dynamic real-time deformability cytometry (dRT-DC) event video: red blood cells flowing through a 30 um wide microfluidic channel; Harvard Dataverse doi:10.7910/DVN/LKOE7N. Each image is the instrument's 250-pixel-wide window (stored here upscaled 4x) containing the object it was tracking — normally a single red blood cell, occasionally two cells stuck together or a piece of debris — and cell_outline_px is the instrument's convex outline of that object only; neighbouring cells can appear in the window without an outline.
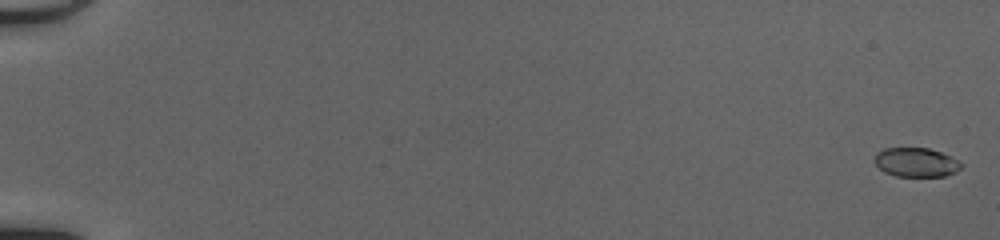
{"species": "common noctule bat (a hibernating species)", "species_latin": "Nyctalus noctula", "temperature_condition": "cold", "stored_images_in_passage": 53, "camera_frame_rate_fps": 3000, "um_per_image_px": 0.085, "animal": {"sex": "female", "body_mass_g": 20.0, "forearm_length_mm": 54.0}, "frame": {"image": 1, "passage_image": 2, "time_ms": 0.333, "image_size_px": [1000, 240], "cell_outline_px": [[964, 164], [956, 172], [944, 176], [896, 176], [884, 172], [872, 160], [876, 152], [884, 148], [928, 148], [940, 152]], "centroid_in_image_um": [77.82, 13.79], "position_along_channel_um": 7.2, "area_um2": 14.68}}
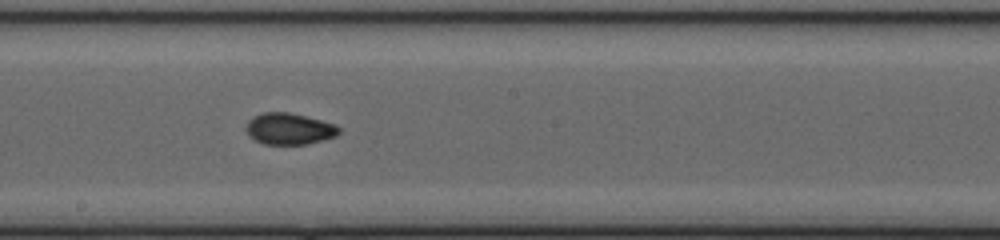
{"frame": {"image": 2, "passage_image": 32, "time_ms": 10.333, "image_size_px": [1000, 240], "cell_outline_px": [[340, 132], [336, 136], [324, 140], [308, 144], [264, 144], [256, 140], [244, 128], [248, 120], [252, 116], [264, 112], [288, 112], [336, 124], [340, 128]], "centroid_in_image_um": [24.59, 10.94], "position_along_channel_um": 223.6, "area_um2": 16.99}}
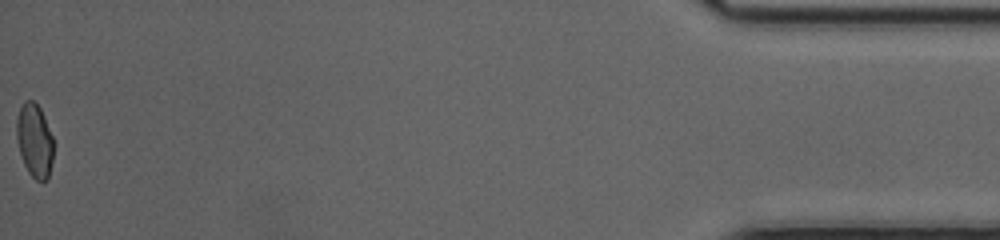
{"frame": {"image": 3, "passage_image": 53, "time_ms": 17.333, "image_size_px": [1000, 240], "cell_outline_px": [[52, 160], [48, 176], [44, 180], [36, 180], [28, 172], [24, 164], [20, 152], [16, 136], [16, 120], [20, 108], [24, 100], [32, 100], [40, 108], [44, 116], [52, 136]], "centroid_in_image_um": [2.91, 11.91], "position_along_channel_um": 432.3, "area_um2": 15.55}, "authors_computed_cell_mechanics": {"area_um2": 16.0684, "velocity_mm_per_s": 4.1978, "shape_relaxation_time_tau1_ms": null, "shape_relaxation_time_tau2_ms": 1.4688, "deformation_change_tau1": null, "deformation_change_tau2": 0.0556}}